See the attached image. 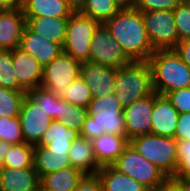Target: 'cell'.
Masks as SVG:
<instances>
[{"label":"cell","instance_id":"6da1fadb","mask_svg":"<svg viewBox=\"0 0 190 191\" xmlns=\"http://www.w3.org/2000/svg\"><path fill=\"white\" fill-rule=\"evenodd\" d=\"M104 24L132 61H148L155 51L149 42L139 10H120Z\"/></svg>","mask_w":190,"mask_h":191},{"label":"cell","instance_id":"7a4b0ae2","mask_svg":"<svg viewBox=\"0 0 190 191\" xmlns=\"http://www.w3.org/2000/svg\"><path fill=\"white\" fill-rule=\"evenodd\" d=\"M87 112L80 132L86 139L93 140L104 133L126 136L123 107L115 93L93 97Z\"/></svg>","mask_w":190,"mask_h":191},{"label":"cell","instance_id":"3957f363","mask_svg":"<svg viewBox=\"0 0 190 191\" xmlns=\"http://www.w3.org/2000/svg\"><path fill=\"white\" fill-rule=\"evenodd\" d=\"M154 92H168L190 87V67L174 49H158L149 57Z\"/></svg>","mask_w":190,"mask_h":191},{"label":"cell","instance_id":"277c9868","mask_svg":"<svg viewBox=\"0 0 190 191\" xmlns=\"http://www.w3.org/2000/svg\"><path fill=\"white\" fill-rule=\"evenodd\" d=\"M153 92L152 71L148 61H132L117 69L114 93L123 108Z\"/></svg>","mask_w":190,"mask_h":191},{"label":"cell","instance_id":"5b68a950","mask_svg":"<svg viewBox=\"0 0 190 191\" xmlns=\"http://www.w3.org/2000/svg\"><path fill=\"white\" fill-rule=\"evenodd\" d=\"M129 143L170 180L177 169V140L153 134L139 135Z\"/></svg>","mask_w":190,"mask_h":191},{"label":"cell","instance_id":"8992f818","mask_svg":"<svg viewBox=\"0 0 190 191\" xmlns=\"http://www.w3.org/2000/svg\"><path fill=\"white\" fill-rule=\"evenodd\" d=\"M112 166L143 184L150 191H158L170 179L154 164L146 160L130 143Z\"/></svg>","mask_w":190,"mask_h":191},{"label":"cell","instance_id":"52a82bcc","mask_svg":"<svg viewBox=\"0 0 190 191\" xmlns=\"http://www.w3.org/2000/svg\"><path fill=\"white\" fill-rule=\"evenodd\" d=\"M101 23L80 12L68 18L63 52L80 63L88 62L91 40Z\"/></svg>","mask_w":190,"mask_h":191},{"label":"cell","instance_id":"ba28073f","mask_svg":"<svg viewBox=\"0 0 190 191\" xmlns=\"http://www.w3.org/2000/svg\"><path fill=\"white\" fill-rule=\"evenodd\" d=\"M81 65L82 63L62 52L44 66L40 87L62 98L70 83L80 76Z\"/></svg>","mask_w":190,"mask_h":191},{"label":"cell","instance_id":"9c48e42d","mask_svg":"<svg viewBox=\"0 0 190 191\" xmlns=\"http://www.w3.org/2000/svg\"><path fill=\"white\" fill-rule=\"evenodd\" d=\"M149 42L154 50L174 49L179 43L173 11L142 12Z\"/></svg>","mask_w":190,"mask_h":191},{"label":"cell","instance_id":"30bf717a","mask_svg":"<svg viewBox=\"0 0 190 191\" xmlns=\"http://www.w3.org/2000/svg\"><path fill=\"white\" fill-rule=\"evenodd\" d=\"M88 62L102 64L115 69L132 62L105 24H100L91 40Z\"/></svg>","mask_w":190,"mask_h":191},{"label":"cell","instance_id":"8fae6325","mask_svg":"<svg viewBox=\"0 0 190 191\" xmlns=\"http://www.w3.org/2000/svg\"><path fill=\"white\" fill-rule=\"evenodd\" d=\"M157 95L156 92H153L150 96L134 101L131 105L123 108L126 138L128 140L139 135L151 134V113Z\"/></svg>","mask_w":190,"mask_h":191},{"label":"cell","instance_id":"7c38bea8","mask_svg":"<svg viewBox=\"0 0 190 191\" xmlns=\"http://www.w3.org/2000/svg\"><path fill=\"white\" fill-rule=\"evenodd\" d=\"M19 121L24 142L35 146L40 142L53 119L25 96L19 113Z\"/></svg>","mask_w":190,"mask_h":191},{"label":"cell","instance_id":"4fadbf2b","mask_svg":"<svg viewBox=\"0 0 190 191\" xmlns=\"http://www.w3.org/2000/svg\"><path fill=\"white\" fill-rule=\"evenodd\" d=\"M117 69L93 62L81 65V77L90 88L93 97L114 93Z\"/></svg>","mask_w":190,"mask_h":191},{"label":"cell","instance_id":"5bb4252c","mask_svg":"<svg viewBox=\"0 0 190 191\" xmlns=\"http://www.w3.org/2000/svg\"><path fill=\"white\" fill-rule=\"evenodd\" d=\"M12 64L18 83L26 91L40 87L44 66L34 57L17 47L12 50Z\"/></svg>","mask_w":190,"mask_h":191},{"label":"cell","instance_id":"9a60e30c","mask_svg":"<svg viewBox=\"0 0 190 191\" xmlns=\"http://www.w3.org/2000/svg\"><path fill=\"white\" fill-rule=\"evenodd\" d=\"M26 18L22 8L0 11V50L19 47Z\"/></svg>","mask_w":190,"mask_h":191},{"label":"cell","instance_id":"2e32d148","mask_svg":"<svg viewBox=\"0 0 190 191\" xmlns=\"http://www.w3.org/2000/svg\"><path fill=\"white\" fill-rule=\"evenodd\" d=\"M151 117V134L174 138L179 112L164 95H157Z\"/></svg>","mask_w":190,"mask_h":191},{"label":"cell","instance_id":"e0dca14e","mask_svg":"<svg viewBox=\"0 0 190 191\" xmlns=\"http://www.w3.org/2000/svg\"><path fill=\"white\" fill-rule=\"evenodd\" d=\"M19 48L34 57L41 65L49 64L63 52V47L33 32L27 25L23 31Z\"/></svg>","mask_w":190,"mask_h":191},{"label":"cell","instance_id":"ac0fdd59","mask_svg":"<svg viewBox=\"0 0 190 191\" xmlns=\"http://www.w3.org/2000/svg\"><path fill=\"white\" fill-rule=\"evenodd\" d=\"M41 178L32 168L0 166V191H39Z\"/></svg>","mask_w":190,"mask_h":191},{"label":"cell","instance_id":"d6986e66","mask_svg":"<svg viewBox=\"0 0 190 191\" xmlns=\"http://www.w3.org/2000/svg\"><path fill=\"white\" fill-rule=\"evenodd\" d=\"M26 25L36 34L56 44L64 45L69 17H25Z\"/></svg>","mask_w":190,"mask_h":191},{"label":"cell","instance_id":"ffe728a7","mask_svg":"<svg viewBox=\"0 0 190 191\" xmlns=\"http://www.w3.org/2000/svg\"><path fill=\"white\" fill-rule=\"evenodd\" d=\"M68 156L71 166L81 171L84 175L97 174L101 168L94 155L92 140L86 139L82 135H78L72 142Z\"/></svg>","mask_w":190,"mask_h":191},{"label":"cell","instance_id":"44dd1931","mask_svg":"<svg viewBox=\"0 0 190 191\" xmlns=\"http://www.w3.org/2000/svg\"><path fill=\"white\" fill-rule=\"evenodd\" d=\"M94 155L100 167L112 165L129 144L126 136L104 133L92 140Z\"/></svg>","mask_w":190,"mask_h":191},{"label":"cell","instance_id":"7402d4cb","mask_svg":"<svg viewBox=\"0 0 190 191\" xmlns=\"http://www.w3.org/2000/svg\"><path fill=\"white\" fill-rule=\"evenodd\" d=\"M80 135L58 120H53L37 145H42L52 152H69L72 142Z\"/></svg>","mask_w":190,"mask_h":191},{"label":"cell","instance_id":"603a6c76","mask_svg":"<svg viewBox=\"0 0 190 191\" xmlns=\"http://www.w3.org/2000/svg\"><path fill=\"white\" fill-rule=\"evenodd\" d=\"M71 167L68 152H52L42 145L34 146L33 168L40 178L48 173Z\"/></svg>","mask_w":190,"mask_h":191},{"label":"cell","instance_id":"cb8c5ba5","mask_svg":"<svg viewBox=\"0 0 190 191\" xmlns=\"http://www.w3.org/2000/svg\"><path fill=\"white\" fill-rule=\"evenodd\" d=\"M25 17H70L73 11L67 0H24Z\"/></svg>","mask_w":190,"mask_h":191},{"label":"cell","instance_id":"d4e9b609","mask_svg":"<svg viewBox=\"0 0 190 191\" xmlns=\"http://www.w3.org/2000/svg\"><path fill=\"white\" fill-rule=\"evenodd\" d=\"M99 176L103 191H150L143 184L116 170L112 165L102 166Z\"/></svg>","mask_w":190,"mask_h":191},{"label":"cell","instance_id":"484cf974","mask_svg":"<svg viewBox=\"0 0 190 191\" xmlns=\"http://www.w3.org/2000/svg\"><path fill=\"white\" fill-rule=\"evenodd\" d=\"M83 176L81 171L71 166L42 176L40 188L45 191H74Z\"/></svg>","mask_w":190,"mask_h":191},{"label":"cell","instance_id":"4316f807","mask_svg":"<svg viewBox=\"0 0 190 191\" xmlns=\"http://www.w3.org/2000/svg\"><path fill=\"white\" fill-rule=\"evenodd\" d=\"M34 160V146L25 142L11 145L0 166L10 168H32Z\"/></svg>","mask_w":190,"mask_h":191},{"label":"cell","instance_id":"83f0119b","mask_svg":"<svg viewBox=\"0 0 190 191\" xmlns=\"http://www.w3.org/2000/svg\"><path fill=\"white\" fill-rule=\"evenodd\" d=\"M87 116V108L73 105L60 98L58 121H61L67 127L80 133L83 129V125Z\"/></svg>","mask_w":190,"mask_h":191},{"label":"cell","instance_id":"f1b7e54d","mask_svg":"<svg viewBox=\"0 0 190 191\" xmlns=\"http://www.w3.org/2000/svg\"><path fill=\"white\" fill-rule=\"evenodd\" d=\"M26 97L35 105L40 106L53 120H58L60 97L42 87L27 90Z\"/></svg>","mask_w":190,"mask_h":191},{"label":"cell","instance_id":"f546056e","mask_svg":"<svg viewBox=\"0 0 190 191\" xmlns=\"http://www.w3.org/2000/svg\"><path fill=\"white\" fill-rule=\"evenodd\" d=\"M119 11L113 0H87L80 13L104 24Z\"/></svg>","mask_w":190,"mask_h":191},{"label":"cell","instance_id":"4dcf8cb0","mask_svg":"<svg viewBox=\"0 0 190 191\" xmlns=\"http://www.w3.org/2000/svg\"><path fill=\"white\" fill-rule=\"evenodd\" d=\"M26 91H13L0 87V117H19Z\"/></svg>","mask_w":190,"mask_h":191},{"label":"cell","instance_id":"1f68e13d","mask_svg":"<svg viewBox=\"0 0 190 191\" xmlns=\"http://www.w3.org/2000/svg\"><path fill=\"white\" fill-rule=\"evenodd\" d=\"M0 87L13 91H26L16 78L12 64V50H0Z\"/></svg>","mask_w":190,"mask_h":191},{"label":"cell","instance_id":"d6a6232c","mask_svg":"<svg viewBox=\"0 0 190 191\" xmlns=\"http://www.w3.org/2000/svg\"><path fill=\"white\" fill-rule=\"evenodd\" d=\"M93 96L90 88L85 83L81 75L70 83L69 88L65 91L62 99L73 105L88 108Z\"/></svg>","mask_w":190,"mask_h":191},{"label":"cell","instance_id":"836d02e7","mask_svg":"<svg viewBox=\"0 0 190 191\" xmlns=\"http://www.w3.org/2000/svg\"><path fill=\"white\" fill-rule=\"evenodd\" d=\"M0 140L12 145L24 142L19 117H0Z\"/></svg>","mask_w":190,"mask_h":191},{"label":"cell","instance_id":"e575fe53","mask_svg":"<svg viewBox=\"0 0 190 191\" xmlns=\"http://www.w3.org/2000/svg\"><path fill=\"white\" fill-rule=\"evenodd\" d=\"M179 42L190 39V0H182L173 10Z\"/></svg>","mask_w":190,"mask_h":191},{"label":"cell","instance_id":"d590c367","mask_svg":"<svg viewBox=\"0 0 190 191\" xmlns=\"http://www.w3.org/2000/svg\"><path fill=\"white\" fill-rule=\"evenodd\" d=\"M172 179H190V140H177V169Z\"/></svg>","mask_w":190,"mask_h":191},{"label":"cell","instance_id":"8d00e7d4","mask_svg":"<svg viewBox=\"0 0 190 191\" xmlns=\"http://www.w3.org/2000/svg\"><path fill=\"white\" fill-rule=\"evenodd\" d=\"M165 96L179 114L190 112V87L168 92Z\"/></svg>","mask_w":190,"mask_h":191},{"label":"cell","instance_id":"74e56055","mask_svg":"<svg viewBox=\"0 0 190 191\" xmlns=\"http://www.w3.org/2000/svg\"><path fill=\"white\" fill-rule=\"evenodd\" d=\"M182 0H137L136 9L140 12L173 11Z\"/></svg>","mask_w":190,"mask_h":191},{"label":"cell","instance_id":"f35d334b","mask_svg":"<svg viewBox=\"0 0 190 191\" xmlns=\"http://www.w3.org/2000/svg\"><path fill=\"white\" fill-rule=\"evenodd\" d=\"M174 138L176 140H190V112L179 114Z\"/></svg>","mask_w":190,"mask_h":191},{"label":"cell","instance_id":"ab89813d","mask_svg":"<svg viewBox=\"0 0 190 191\" xmlns=\"http://www.w3.org/2000/svg\"><path fill=\"white\" fill-rule=\"evenodd\" d=\"M74 191H103V187L97 174L84 175Z\"/></svg>","mask_w":190,"mask_h":191},{"label":"cell","instance_id":"60d3db41","mask_svg":"<svg viewBox=\"0 0 190 191\" xmlns=\"http://www.w3.org/2000/svg\"><path fill=\"white\" fill-rule=\"evenodd\" d=\"M174 50L181 59L190 67V39L183 40L177 44Z\"/></svg>","mask_w":190,"mask_h":191},{"label":"cell","instance_id":"b9f144b4","mask_svg":"<svg viewBox=\"0 0 190 191\" xmlns=\"http://www.w3.org/2000/svg\"><path fill=\"white\" fill-rule=\"evenodd\" d=\"M24 0H0L1 10H14L22 8Z\"/></svg>","mask_w":190,"mask_h":191},{"label":"cell","instance_id":"7bdbcfd3","mask_svg":"<svg viewBox=\"0 0 190 191\" xmlns=\"http://www.w3.org/2000/svg\"><path fill=\"white\" fill-rule=\"evenodd\" d=\"M119 10L136 9L137 0H113Z\"/></svg>","mask_w":190,"mask_h":191},{"label":"cell","instance_id":"ee69618b","mask_svg":"<svg viewBox=\"0 0 190 191\" xmlns=\"http://www.w3.org/2000/svg\"><path fill=\"white\" fill-rule=\"evenodd\" d=\"M87 0H67L69 8L73 11V13L81 12V10L86 5Z\"/></svg>","mask_w":190,"mask_h":191},{"label":"cell","instance_id":"f6af8a7d","mask_svg":"<svg viewBox=\"0 0 190 191\" xmlns=\"http://www.w3.org/2000/svg\"><path fill=\"white\" fill-rule=\"evenodd\" d=\"M180 191H190V179H171Z\"/></svg>","mask_w":190,"mask_h":191},{"label":"cell","instance_id":"bcb514c9","mask_svg":"<svg viewBox=\"0 0 190 191\" xmlns=\"http://www.w3.org/2000/svg\"><path fill=\"white\" fill-rule=\"evenodd\" d=\"M12 144L0 140V165L4 162L6 154L9 152V149Z\"/></svg>","mask_w":190,"mask_h":191},{"label":"cell","instance_id":"7dc6e473","mask_svg":"<svg viewBox=\"0 0 190 191\" xmlns=\"http://www.w3.org/2000/svg\"><path fill=\"white\" fill-rule=\"evenodd\" d=\"M158 191H180V189L171 181L169 180L162 188Z\"/></svg>","mask_w":190,"mask_h":191}]
</instances>
